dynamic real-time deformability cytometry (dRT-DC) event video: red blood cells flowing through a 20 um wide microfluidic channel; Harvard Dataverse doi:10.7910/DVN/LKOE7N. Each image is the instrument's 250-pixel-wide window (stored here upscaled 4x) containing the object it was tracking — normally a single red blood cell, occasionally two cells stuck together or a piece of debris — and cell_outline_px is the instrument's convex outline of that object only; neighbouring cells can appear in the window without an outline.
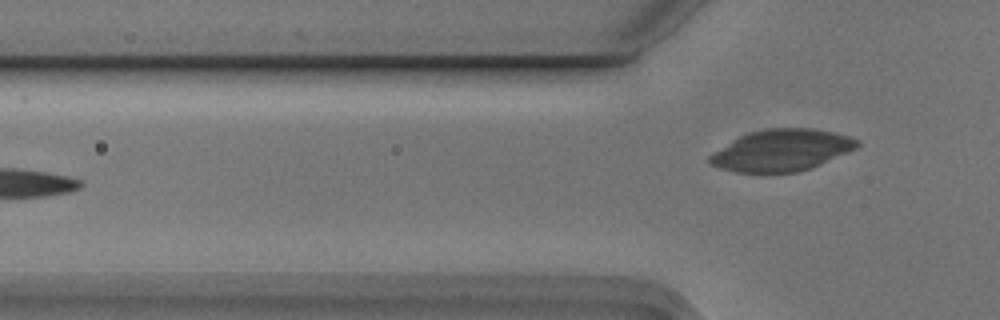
{"species": "Egyptian fruit bat (a non-hibernating species)", "species_latin": "Rousettus aegyptiacus", "temperature_condition": "cold", "stored_images_in_passage": 4, "camera_frame_rate_fps": 3000, "um_per_image_px": 0.085, "animal": {"sex": "male"}, "frame": {"image": 1, "passage_image": 4, "time_ms": 1.0, "image_size_px": [1000, 320], "cell_outline_px": [[860, 144], [856, 148], [848, 152], [812, 168], [800, 172], [736, 172], [720, 168], [708, 164], [708, 156], [712, 152], [732, 140], [740, 136], [752, 132], [768, 128], [812, 128], [836, 132], [860, 140]], "centroid_in_image_um": [66.44, 12.77], "position_along_channel_um": 59.4, "area_um2": 35.84}}